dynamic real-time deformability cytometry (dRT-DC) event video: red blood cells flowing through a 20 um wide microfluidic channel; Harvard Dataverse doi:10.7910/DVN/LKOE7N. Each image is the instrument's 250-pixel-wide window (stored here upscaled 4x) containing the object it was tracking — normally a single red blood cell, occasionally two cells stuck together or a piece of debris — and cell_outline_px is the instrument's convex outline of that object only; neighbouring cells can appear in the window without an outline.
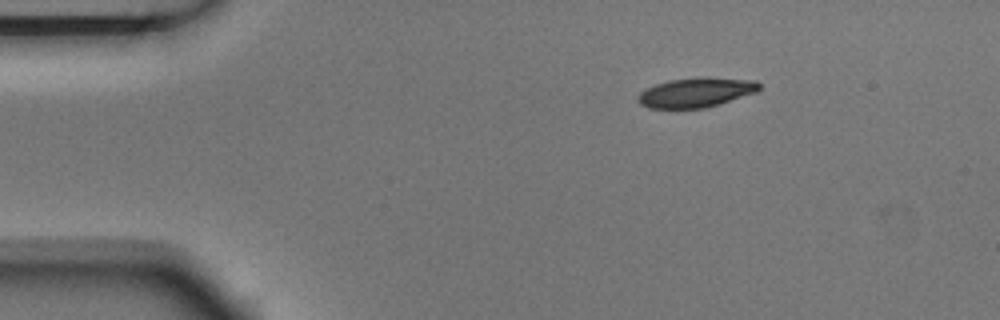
{"species": "Egyptian fruit bat (a non-hibernating species)", "species_latin": "Rousettus aegyptiacus", "temperature_condition": "room temperature", "stored_images_in_passage": 3, "camera_frame_rate_fps": 3000, "um_per_image_px": 0.085, "animal": {"sex": "male"}, "frame": {"image": 1, "passage_image": 1, "time_ms": 0.0, "image_size_px": [1000, 320], "cell_outline_px": [[760, 88], [756, 92], [720, 104], [704, 108], [648, 108], [640, 104], [636, 100], [636, 96], [640, 92], [656, 84], [668, 80], [700, 76], [708, 76], [756, 80], [760, 84]], "centroid_in_image_um": [59.16, 7.84], "position_along_channel_um": 25.8, "area_um2": 21.27}}